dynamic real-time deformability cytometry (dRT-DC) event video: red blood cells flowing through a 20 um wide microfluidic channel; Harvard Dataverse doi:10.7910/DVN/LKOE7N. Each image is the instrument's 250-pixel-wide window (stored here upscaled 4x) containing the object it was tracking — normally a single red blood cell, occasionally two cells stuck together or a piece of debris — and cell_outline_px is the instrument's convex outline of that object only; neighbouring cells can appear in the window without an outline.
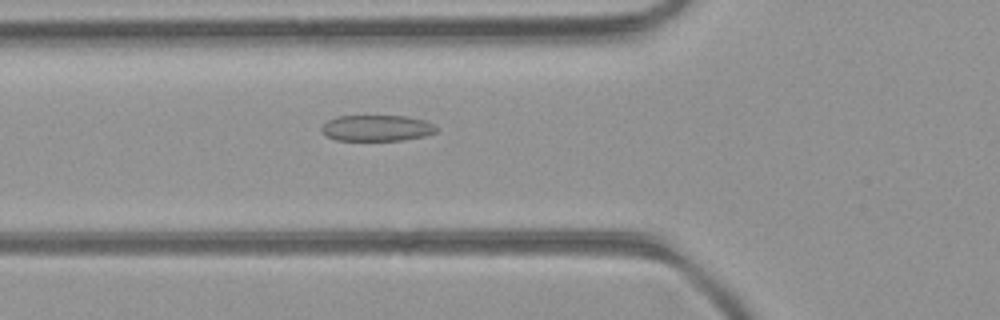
{"species": "common noctule bat (a hibernating species)", "species_latin": "Nyctalus noctula", "temperature_condition": "room temperature", "stored_images_in_passage": 38, "camera_frame_rate_fps": 3000, "um_per_image_px": 0.085, "animal": {"sex": "female", "body_mass_g": 21.9}, "frame": {"image": 1, "passage_image": 7, "time_ms": 2.0, "image_size_px": [1000, 320], "cell_outline_px": [[440, 128], [436, 132], [424, 136], [404, 140], [336, 140], [328, 136], [320, 128], [328, 120], [336, 116], [404, 116], [424, 120]], "centroid_in_image_um": [32.05, 10.88], "position_along_channel_um": 93.7, "area_um2": 17.34}}
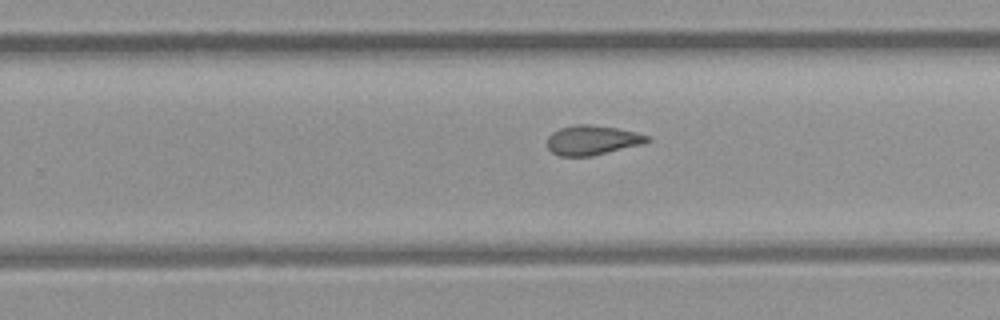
{"frame": {"image": 2, "passage_image": 20, "time_ms": 6.333, "image_size_px": [1000, 320], "cell_outline_px": [[652, 140], [644, 144], [592, 156], [560, 156], [552, 152], [548, 148], [548, 136], [552, 132], [560, 128], [576, 124], [588, 124], [616, 128], [636, 132], [648, 136]], "centroid_in_image_um": [50.36, 11.91], "position_along_channel_um": 279.4, "area_um2": 17.28}}
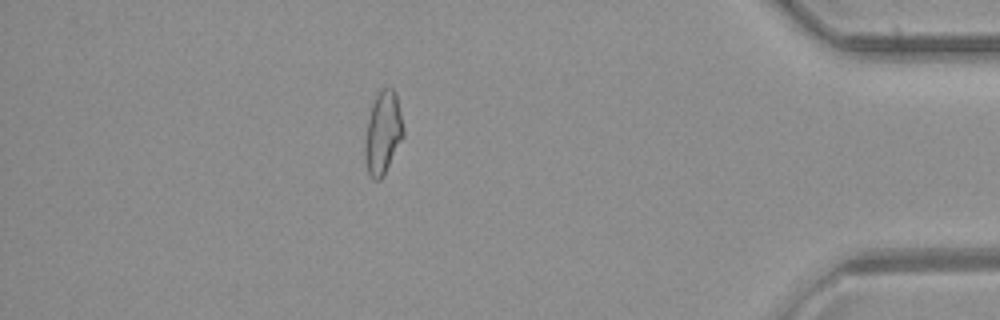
{"frame": {"image": 3, "passage_image": 32, "time_ms": 10.333, "image_size_px": [1000, 320], "cell_outline_px": [[404, 136], [380, 180], [372, 180], [368, 172], [364, 156], [364, 144], [368, 120], [372, 104], [380, 88], [392, 88], [396, 92], [404, 128]], "centroid_in_image_um": [32.54, 11.27], "position_along_channel_um": 402.7, "area_um2": 18.44}, "authors_computed_cell_mechanics": {"area_um2": 17.8024, "velocity_mm_per_s": 4.271, "shape_relaxation_time_tau1_ms": null, "shape_relaxation_time_tau2_ms": 1.8454, "deformation_change_tau1": null, "deformation_change_tau2": 0.0821}}